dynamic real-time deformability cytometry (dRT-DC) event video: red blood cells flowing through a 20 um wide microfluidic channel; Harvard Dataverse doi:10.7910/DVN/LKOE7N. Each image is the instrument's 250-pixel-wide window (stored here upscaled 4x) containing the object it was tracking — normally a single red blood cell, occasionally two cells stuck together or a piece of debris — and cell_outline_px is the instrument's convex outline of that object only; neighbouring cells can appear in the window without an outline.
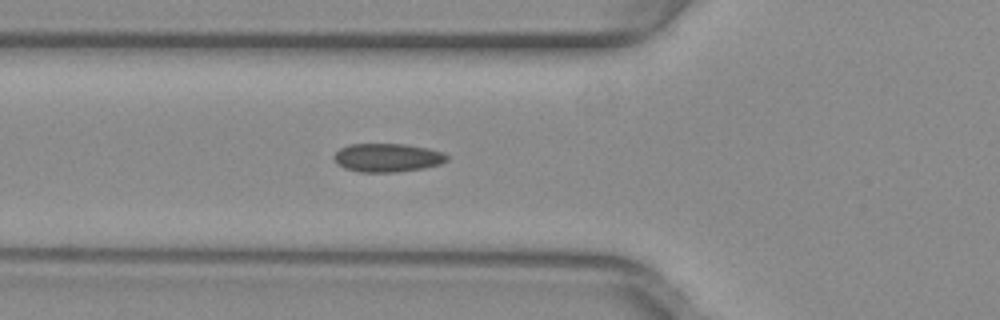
{"species": "common noctule bat (a hibernating species)", "species_latin": "Nyctalus noctula", "temperature_condition": "warm", "stored_images_in_passage": 35, "camera_frame_rate_fps": 3000, "um_per_image_px": 0.085, "animal": {"sex": "female", "body_mass_g": 29.2, "forearm_length_mm": 56.3}, "frame": {"image": 1, "passage_image": 2, "time_ms": 0.333, "image_size_px": [1000, 320], "cell_outline_px": [[448, 160], [440, 164], [424, 168], [396, 172], [360, 172], [344, 168], [332, 156], [340, 148], [348, 144], [404, 144], [428, 148], [444, 152], [448, 156]], "centroid_in_image_um": [32.95, 13.4], "position_along_channel_um": 92.8, "area_um2": 18.79}}
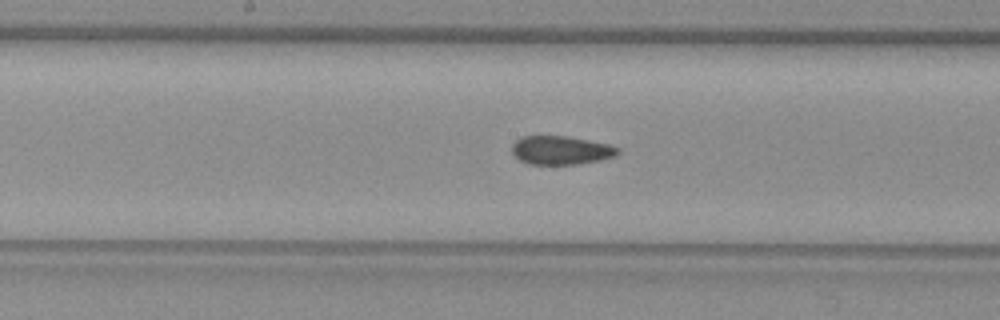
{"frame": {"image": 2, "passage_image": 10, "time_ms": 3.0, "image_size_px": [1000, 320], "cell_outline_px": [[620, 152], [616, 156], [600, 160], [576, 164], [528, 164], [520, 160], [512, 152], [512, 144], [520, 136], [568, 136], [608, 144], [620, 148]], "centroid_in_image_um": [47.68, 12.76], "position_along_channel_um": 200.5, "area_um2": 17.69}}
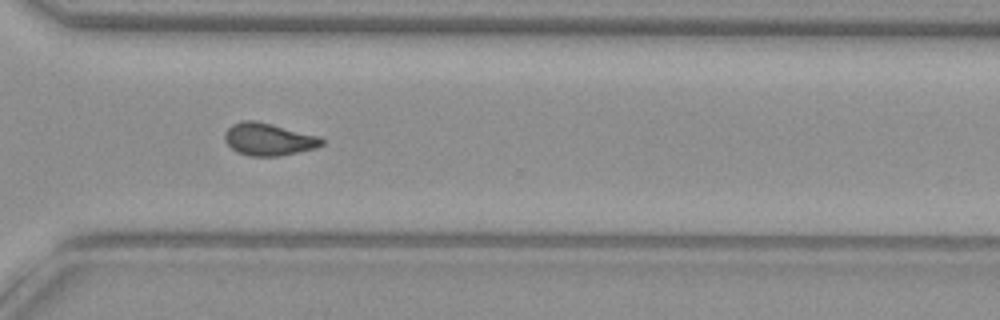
{"frame": {"image": 3, "passage_image": 21, "time_ms": 6.667, "image_size_px": [1000, 320], "cell_outline_px": [[324, 144], [316, 148], [280, 156], [252, 156], [236, 152], [224, 140], [224, 132], [232, 124], [240, 120], [256, 120], [320, 136], [324, 140]], "centroid_in_image_um": [22.82, 11.83], "position_along_channel_um": 347.8, "area_um2": 18.5}}